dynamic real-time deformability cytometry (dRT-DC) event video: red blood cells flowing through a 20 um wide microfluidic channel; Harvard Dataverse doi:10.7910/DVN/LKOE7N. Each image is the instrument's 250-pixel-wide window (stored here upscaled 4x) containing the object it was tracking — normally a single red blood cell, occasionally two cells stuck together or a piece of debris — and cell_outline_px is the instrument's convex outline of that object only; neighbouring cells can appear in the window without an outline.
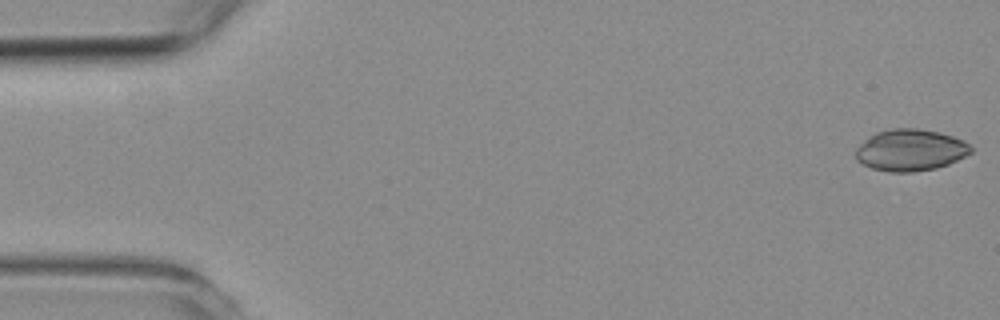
{"species": "common noctule bat (a hibernating species)", "species_latin": "Nyctalus noctula", "temperature_condition": "room temperature", "stored_images_in_passage": 56, "camera_frame_rate_fps": 3000, "um_per_image_px": 0.085, "animal": {"sex": "female", "body_mass_g": 19.3, "forearm_length_mm": 54.1}, "frame": {"image": 1, "passage_image": 1, "time_ms": 0.0, "image_size_px": [1000, 320], "cell_outline_px": [[972, 152], [948, 164], [936, 168], [912, 172], [888, 172], [872, 168], [856, 160], [856, 148], [860, 144], [876, 132], [892, 128], [920, 128], [940, 132], [964, 140], [972, 148]], "centroid_in_image_um": [77.39, 12.75], "position_along_channel_um": 7.6, "area_um2": 27.92}}
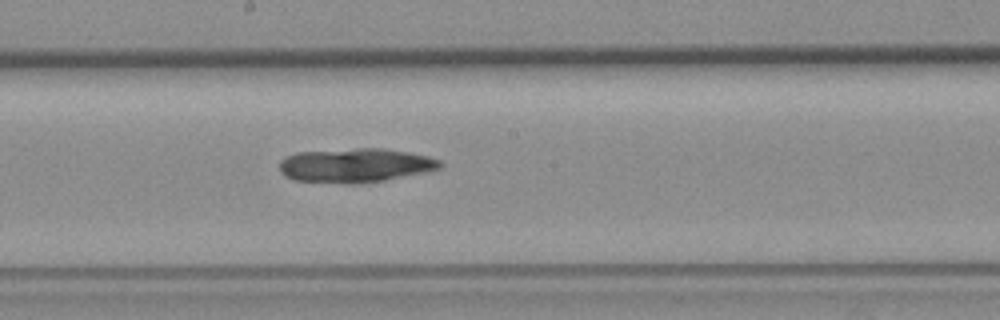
{"frame": {"image": 2, "passage_image": 30, "time_ms": 9.667, "image_size_px": [1000, 320], "cell_outline_px": [[444, 164], [440, 168], [424, 172], [384, 180], [360, 184], [344, 184], [292, 180], [284, 176], [280, 172], [280, 160], [296, 152], [356, 148], [384, 148], [408, 152], [428, 156], [440, 160]], "centroid_in_image_um": [30.18, 14.06], "position_along_channel_um": 218.0, "area_um2": 32.19}}
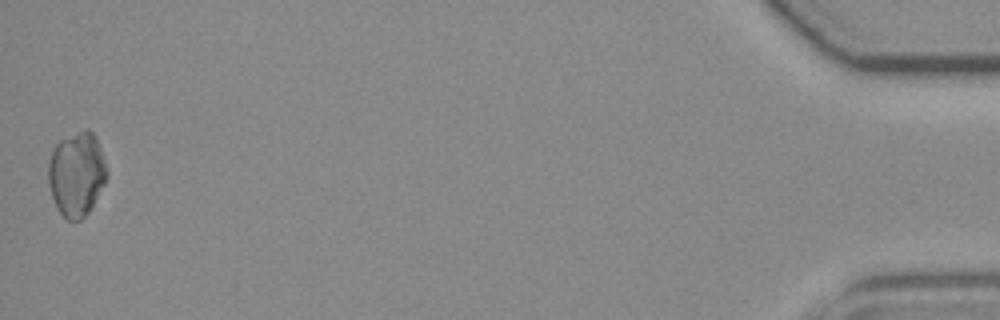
{"frame": {"image": 3, "passage_image": 56, "time_ms": 18.333, "image_size_px": [1000, 320], "cell_outline_px": [[108, 176], [104, 184], [88, 212], [80, 220], [68, 220], [56, 208], [48, 184], [48, 164], [52, 148], [60, 140], [84, 128], [88, 128], [96, 136], [108, 172]], "centroid_in_image_um": [6.5, 14.76], "position_along_channel_um": 428.7, "area_um2": 28.78}}